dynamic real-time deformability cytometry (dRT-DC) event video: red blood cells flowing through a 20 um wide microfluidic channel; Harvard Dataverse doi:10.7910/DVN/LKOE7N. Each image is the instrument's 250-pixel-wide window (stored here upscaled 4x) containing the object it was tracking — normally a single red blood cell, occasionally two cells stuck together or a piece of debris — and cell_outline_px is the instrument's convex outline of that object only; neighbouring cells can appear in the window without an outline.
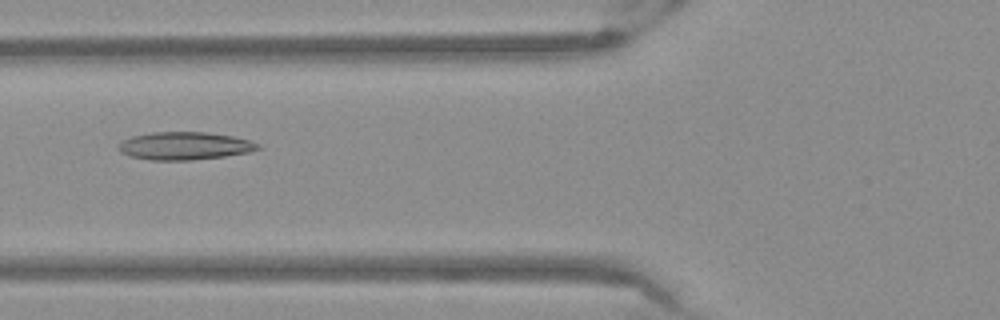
{"species": "Egyptian fruit bat (a non-hibernating species)", "species_latin": "Rousettus aegyptiacus", "temperature_condition": "warm", "stored_images_in_passage": 53, "camera_frame_rate_fps": 3000, "um_per_image_px": 0.085, "frame": {"image": 1, "passage_image": 21, "time_ms": 6.667, "image_size_px": [1000, 320], "cell_outline_px": [[264, 148], [248, 152], [224, 156], [192, 160], [152, 160], [132, 156], [120, 152], [116, 148], [116, 144], [132, 136], [152, 132], [208, 132], [232, 136], [248, 140], [260, 144]], "centroid_in_image_um": [15.69, 12.39], "position_along_channel_um": 110.1, "area_um2": 22.66}}
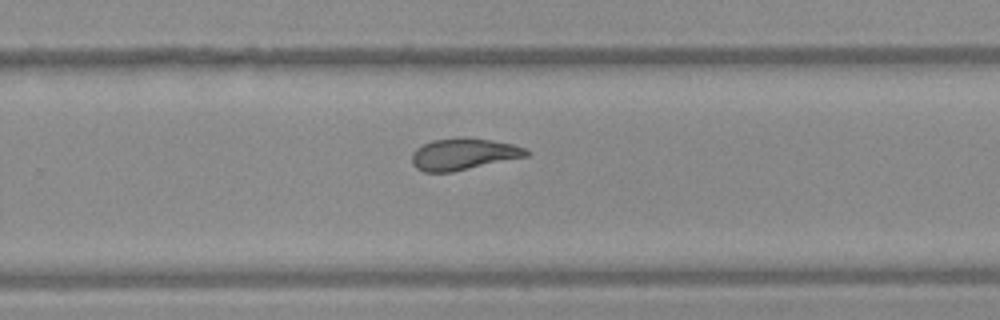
{"frame": {"image": 2, "passage_image": 35, "time_ms": 11.333, "image_size_px": [1000, 320], "cell_outline_px": [[528, 156], [452, 172], [424, 172], [416, 168], [412, 164], [412, 152], [416, 148], [432, 140], [460, 136], [492, 140], [512, 144], [528, 148]], "centroid_in_image_um": [39.38, 13.09], "position_along_channel_um": 290.4, "area_um2": 21.27}}
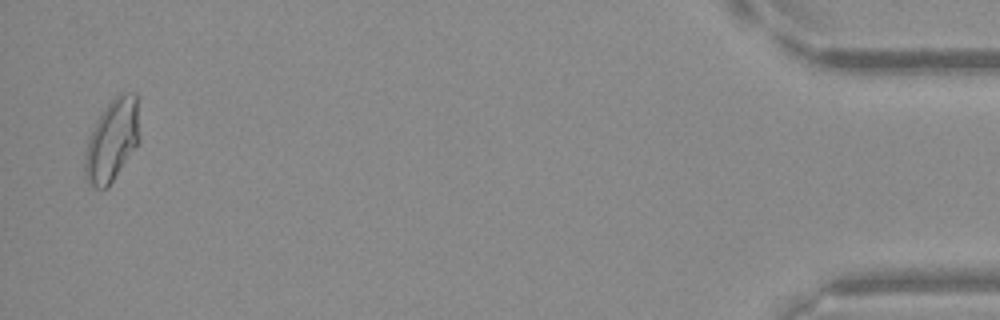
{"frame": {"image": 3, "passage_image": 52, "time_ms": 17.0, "image_size_px": [1000, 320], "cell_outline_px": [[136, 144], [108, 188], [96, 188], [88, 184], [84, 176], [84, 160], [88, 140], [92, 128], [96, 120], [108, 104], [120, 92], [136, 92]], "centroid_in_image_um": [9.44, 11.96], "position_along_channel_um": 425.8, "area_um2": 25.2}}